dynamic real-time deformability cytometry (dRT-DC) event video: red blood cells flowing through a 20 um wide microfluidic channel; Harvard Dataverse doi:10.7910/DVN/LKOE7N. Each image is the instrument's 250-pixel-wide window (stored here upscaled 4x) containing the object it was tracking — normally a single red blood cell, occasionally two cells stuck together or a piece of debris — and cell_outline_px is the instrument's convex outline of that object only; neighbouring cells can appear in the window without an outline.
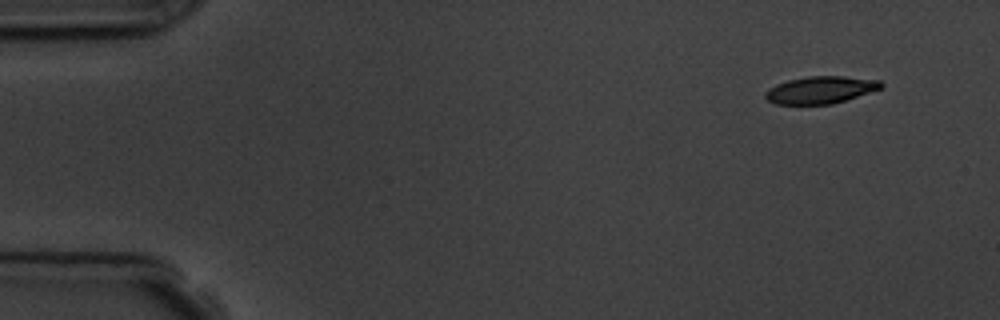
{"species": "common noctule bat (a hibernating species)", "species_latin": "Nyctalus noctula", "temperature_condition": "room temperature", "stored_images_in_passage": 4, "camera_frame_rate_fps": 3000, "um_per_image_px": 0.085, "animal": {"sex": "male", "body_mass_g": 19.5, "forearm_length_mm": 54.6}, "frame": {"image": 1, "passage_image": 1, "time_ms": 0.0, "image_size_px": [1000, 320], "cell_outline_px": [[884, 88], [832, 104], [776, 104], [768, 100], [764, 96], [764, 92], [768, 88], [776, 84], [788, 80], [808, 76], [844, 76], [880, 80], [884, 84]], "centroid_in_image_um": [69.76, 7.63], "position_along_channel_um": 15.2, "area_um2": 18.5}}
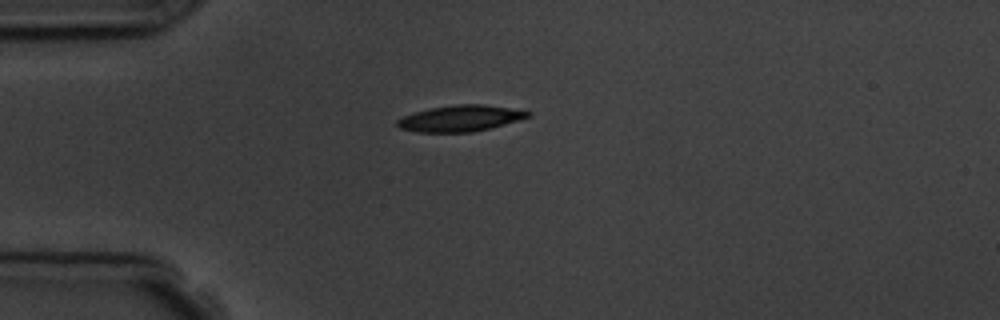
{"frame": {"image": 2, "passage_image": 4, "time_ms": 3.333, "image_size_px": [1000, 320], "cell_outline_px": [[532, 116], [504, 124], [472, 132], [420, 132], [400, 128], [396, 124], [396, 120], [404, 116], [416, 112], [432, 108], [456, 104], [484, 104], [532, 112]], "centroid_in_image_um": [39.14, 10.06], "position_along_channel_um": 45.9, "area_um2": 19.59}}